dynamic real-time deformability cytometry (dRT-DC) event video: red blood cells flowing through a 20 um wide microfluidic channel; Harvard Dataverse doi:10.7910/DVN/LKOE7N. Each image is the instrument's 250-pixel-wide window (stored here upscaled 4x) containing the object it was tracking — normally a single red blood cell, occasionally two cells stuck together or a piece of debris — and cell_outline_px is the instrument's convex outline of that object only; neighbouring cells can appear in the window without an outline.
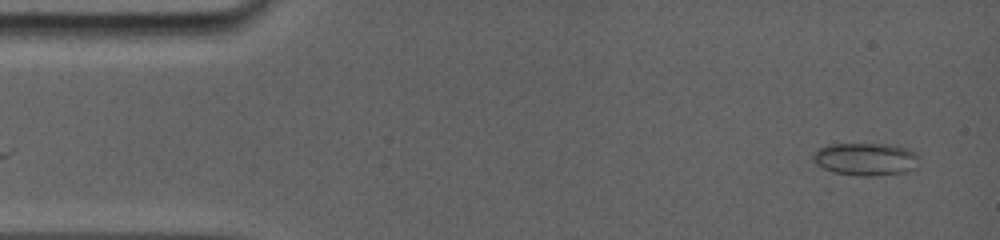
{"species": "common noctule bat (a hibernating species)", "species_latin": "Nyctalus noctula", "temperature_condition": "room temperature", "stored_images_in_passage": 56, "camera_frame_rate_fps": 5000, "um_per_image_px": 0.085, "animal": {"sex": "female", "body_mass_g": 19.0, "forearm_length_mm": 56.7}, "frame": {"image": 1, "passage_image": 1, "time_ms": 0.0, "image_size_px": [1000, 240], "cell_outline_px": [[920, 156], [916, 168], [904, 172], [868, 176], [860, 176], [832, 172], [816, 164], [812, 156], [820, 148], [828, 144], [892, 144], [908, 148], [916, 152]], "centroid_in_image_um": [73.63, 13.52], "position_along_channel_um": 11.4, "area_um2": 20.29}}
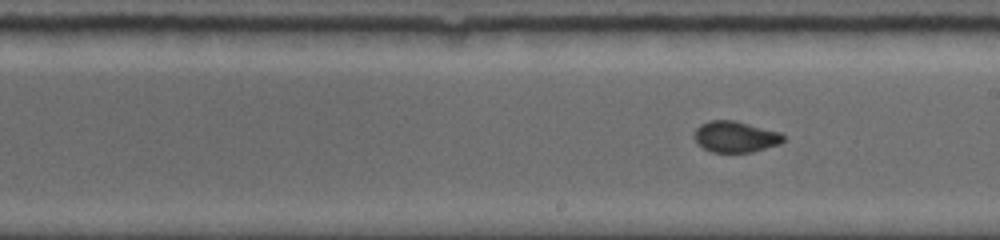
{"frame": {"image": 2, "passage_image": 35, "time_ms": 8.2, "image_size_px": [1000, 240], "cell_outline_px": [[784, 140], [780, 144], [752, 152], [712, 152], [696, 144], [692, 136], [696, 128], [700, 124], [708, 120], [736, 120], [780, 132], [784, 136]], "centroid_in_image_um": [62.47, 11.61], "position_along_channel_um": 226.5, "area_um2": 16.42}}
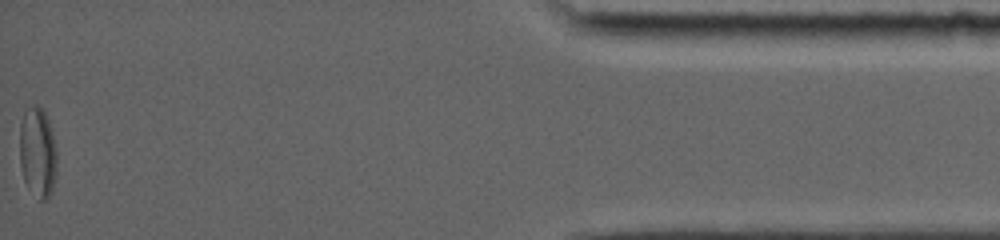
{"frame": {"image": 3, "passage_image": 56, "time_ms": 15.4, "image_size_px": [1000, 240], "cell_outline_px": [[56, 176], [52, 192], [48, 200], [40, 200], [28, 188], [24, 180], [20, 164], [20, 124], [24, 108], [36, 104], [44, 112], [48, 120], [52, 132], [56, 148]], "centroid_in_image_um": [3.2, 12.96], "position_along_channel_um": 432.0, "area_um2": 19.83}}